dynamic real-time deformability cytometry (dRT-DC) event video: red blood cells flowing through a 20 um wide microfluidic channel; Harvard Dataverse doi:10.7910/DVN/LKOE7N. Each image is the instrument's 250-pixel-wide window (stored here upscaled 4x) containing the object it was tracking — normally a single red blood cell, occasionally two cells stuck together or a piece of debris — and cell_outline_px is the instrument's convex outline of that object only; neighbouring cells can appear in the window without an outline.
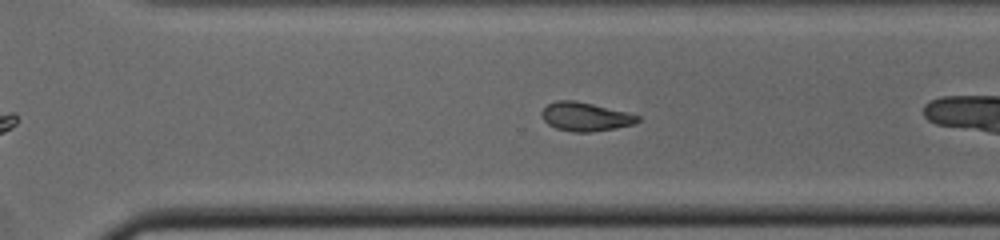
{"species": "common noctule bat (a hibernating species)", "species_latin": "Nyctalus noctula", "temperature_condition": "cold", "stored_images_in_passage": 27, "camera_frame_rate_fps": 3000, "um_per_image_px": 0.085, "animal": {"sex": "male", "body_mass_g": 19.0, "forearm_length_mm": 50.8}, "frame": {"image": 1, "passage_image": 23, "time_ms": 7.333, "image_size_px": [1000, 240], "cell_outline_px": [[640, 120], [636, 124], [616, 128], [592, 132], [572, 132], [556, 128], [548, 124], [544, 120], [540, 112], [548, 104], [556, 100], [576, 100], [640, 116]], "centroid_in_image_um": [49.74, 9.93], "position_along_channel_um": 320.9, "area_um2": 16.01}}